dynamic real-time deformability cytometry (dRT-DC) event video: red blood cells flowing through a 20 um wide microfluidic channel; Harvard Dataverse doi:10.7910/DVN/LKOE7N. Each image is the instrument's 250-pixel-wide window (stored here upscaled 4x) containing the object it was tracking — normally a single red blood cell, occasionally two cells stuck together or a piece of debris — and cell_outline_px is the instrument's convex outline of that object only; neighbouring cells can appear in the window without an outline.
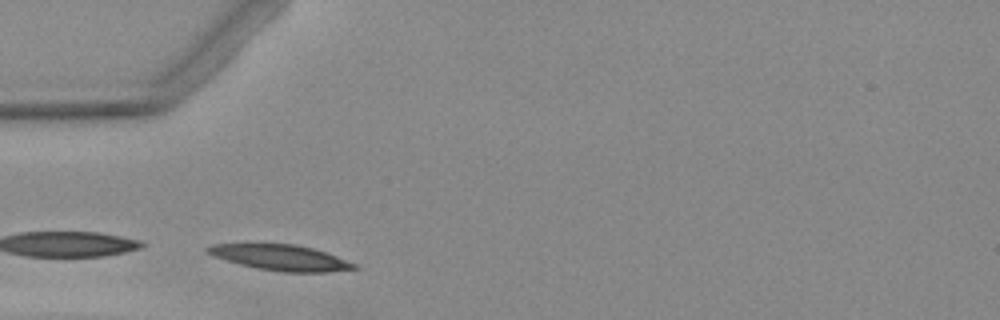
{"species": "Egyptian fruit bat (a non-hibernating species)", "species_latin": "Rousettus aegyptiacus", "temperature_condition": "warm", "stored_images_in_passage": 3, "camera_frame_rate_fps": 3000, "um_per_image_px": 0.085, "animal": {"sex": "female"}, "frame": {"image": 1, "passage_image": 2, "time_ms": 1.0, "image_size_px": [1000, 320], "cell_outline_px": [[360, 268], [328, 272], [280, 272], [256, 268], [240, 264], [212, 256], [204, 252], [204, 248], [212, 244], [296, 244], [312, 248], [336, 256], [356, 264]], "centroid_in_image_um": [23.81, 21.9], "position_along_channel_um": 61.2, "area_um2": 21.91}}
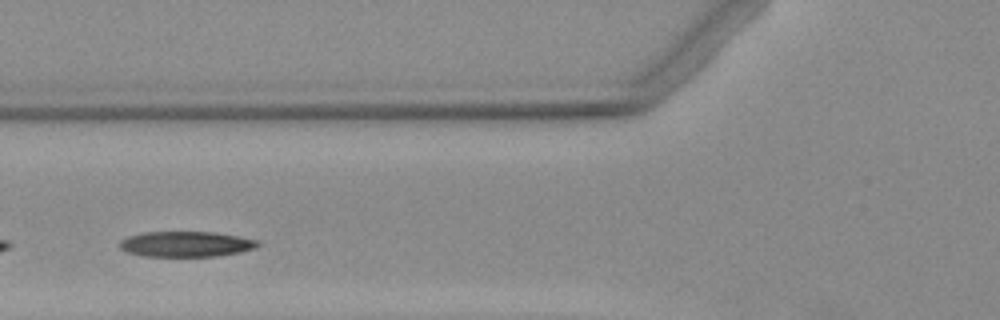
{"frame": {"image": 2, "passage_image": 3, "time_ms": 2.333, "image_size_px": [1000, 320], "cell_outline_px": [[260, 244], [256, 248], [216, 256], [144, 256], [124, 252], [120, 248], [120, 240], [128, 236], [144, 232], [216, 232], [260, 240]], "centroid_in_image_um": [15.79, 20.74], "position_along_channel_um": 110.0, "area_um2": 20.52}}